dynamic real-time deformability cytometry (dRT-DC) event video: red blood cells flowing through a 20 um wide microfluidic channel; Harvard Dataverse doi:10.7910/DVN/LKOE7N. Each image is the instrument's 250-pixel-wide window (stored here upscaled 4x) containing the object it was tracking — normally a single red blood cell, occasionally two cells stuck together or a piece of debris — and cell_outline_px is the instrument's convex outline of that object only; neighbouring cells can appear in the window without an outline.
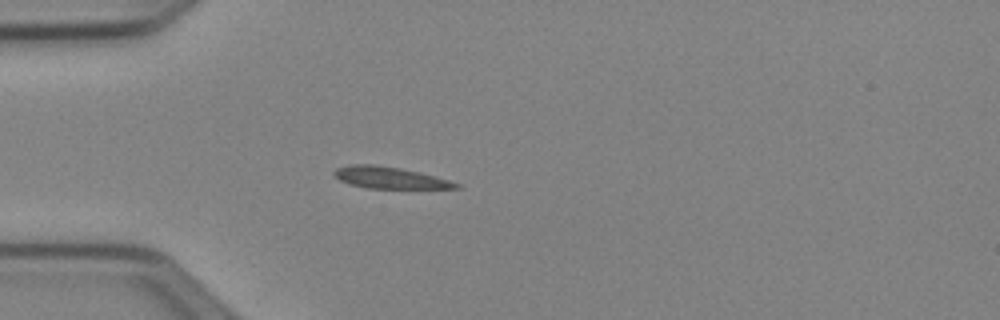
{"species": "Egyptian fruit bat (a non-hibernating species)", "species_latin": "Rousettus aegyptiacus", "temperature_condition": "cold", "stored_images_in_passage": 38, "camera_frame_rate_fps": 3000, "um_per_image_px": 0.085, "animal": {"sex": "female"}, "frame": {"image": 1, "passage_image": 1, "time_ms": 0.0, "image_size_px": [1000, 320], "cell_outline_px": [[464, 188], [368, 188], [348, 184], [332, 176], [332, 172], [336, 168], [348, 164], [376, 164], [400, 168], [420, 172], [448, 180], [460, 184]], "centroid_in_image_um": [33.06, 15.09], "position_along_channel_um": 51.9, "area_um2": 15.49}}
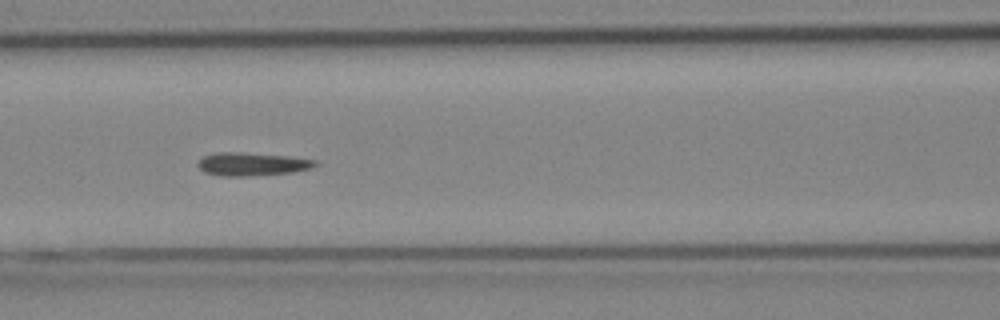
{"frame": {"image": 2, "passage_image": 9, "time_ms": 2.667, "image_size_px": [1000, 320], "cell_outline_px": [[320, 164], [312, 168], [292, 172], [248, 176], [220, 176], [204, 172], [196, 164], [204, 156], [220, 152], [244, 152], [288, 156], [316, 160]], "centroid_in_image_um": [21.44, 13.95], "position_along_channel_um": 145.2, "area_um2": 15.9}}
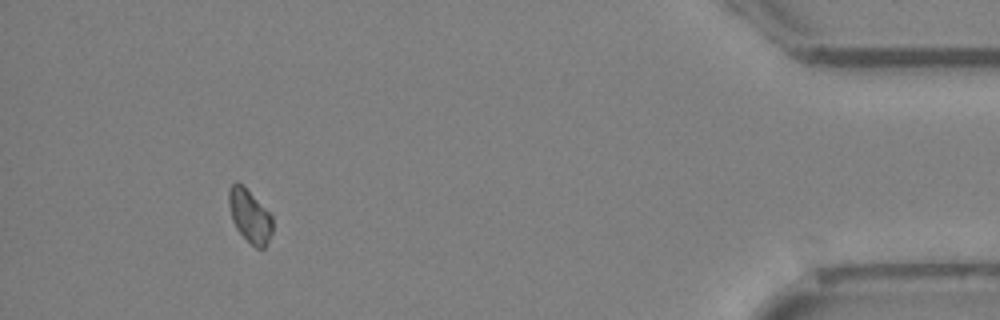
{"frame": {"image": 3, "passage_image": 34, "time_ms": 11.0, "image_size_px": [1000, 320], "cell_outline_px": [[272, 232], [264, 248], [256, 248], [236, 228], [232, 220], [228, 204], [228, 192], [232, 184], [236, 180], [272, 216]], "centroid_in_image_um": [21.2, 18.37], "position_along_channel_um": 414.0, "area_um2": 13.01}, "authors_computed_cell_mechanics": {"area_um2": 14.9702, "velocity_mm_per_s": 3.9565, "shape_relaxation_time_tau1_ms": 7.1741, "shape_relaxation_time_tau2_ms": null, "deformation_change_tau1": 0.1495, "deformation_change_tau2": null}}